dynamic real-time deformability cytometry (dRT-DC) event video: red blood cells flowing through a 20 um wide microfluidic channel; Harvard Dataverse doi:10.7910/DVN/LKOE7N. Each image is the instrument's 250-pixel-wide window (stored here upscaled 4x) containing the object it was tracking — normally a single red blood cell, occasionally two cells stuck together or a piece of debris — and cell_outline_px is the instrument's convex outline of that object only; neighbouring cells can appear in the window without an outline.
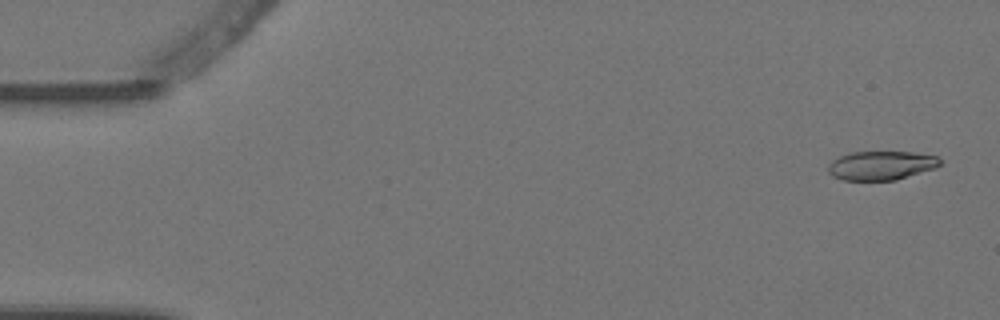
{"species": "Egyptian fruit bat (a non-hibernating species)", "species_latin": "Rousettus aegyptiacus", "temperature_condition": "warm", "stored_images_in_passage": 4, "camera_frame_rate_fps": 3000, "um_per_image_px": 0.085, "animal": {"sex": "female"}, "frame": {"image": 1, "passage_image": 1, "time_ms": 0.0, "image_size_px": [1000, 320], "cell_outline_px": [[940, 164], [936, 168], [896, 180], [844, 180], [832, 176], [828, 172], [828, 164], [832, 160], [848, 152], [912, 152], [936, 156], [940, 160]], "centroid_in_image_um": [74.88, 14.06], "position_along_channel_um": 10.1, "area_um2": 18.9}}